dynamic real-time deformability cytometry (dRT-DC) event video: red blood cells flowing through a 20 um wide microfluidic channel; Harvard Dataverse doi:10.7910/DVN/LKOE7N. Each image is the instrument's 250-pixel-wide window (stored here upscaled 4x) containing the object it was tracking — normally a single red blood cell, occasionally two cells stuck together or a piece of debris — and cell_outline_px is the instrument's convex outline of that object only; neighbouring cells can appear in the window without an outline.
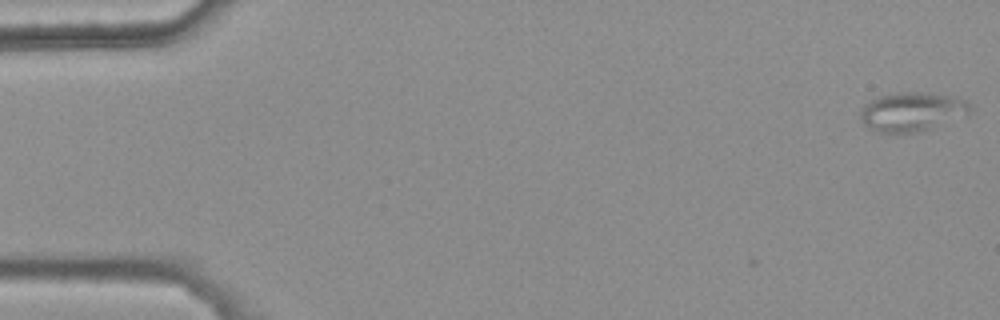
{"species": "common noctule bat (a hibernating species)", "species_latin": "Nyctalus noctula", "temperature_condition": "warm", "stored_images_in_passage": 10, "camera_frame_rate_fps": 3000, "um_per_image_px": 0.085, "animal": {"sex": "female", "body_mass_g": 25.1}, "frame": {"image": 1, "passage_image": 1, "time_ms": 0.0, "image_size_px": [1000, 320], "cell_outline_px": [[972, 108], [968, 116], [916, 132], [876, 132], [868, 128], [860, 120], [860, 108], [864, 104], [880, 96], [900, 92], [924, 92], [948, 96], [964, 100]], "centroid_in_image_um": [77.5, 9.5], "position_along_channel_um": 7.5, "area_um2": 24.85}}